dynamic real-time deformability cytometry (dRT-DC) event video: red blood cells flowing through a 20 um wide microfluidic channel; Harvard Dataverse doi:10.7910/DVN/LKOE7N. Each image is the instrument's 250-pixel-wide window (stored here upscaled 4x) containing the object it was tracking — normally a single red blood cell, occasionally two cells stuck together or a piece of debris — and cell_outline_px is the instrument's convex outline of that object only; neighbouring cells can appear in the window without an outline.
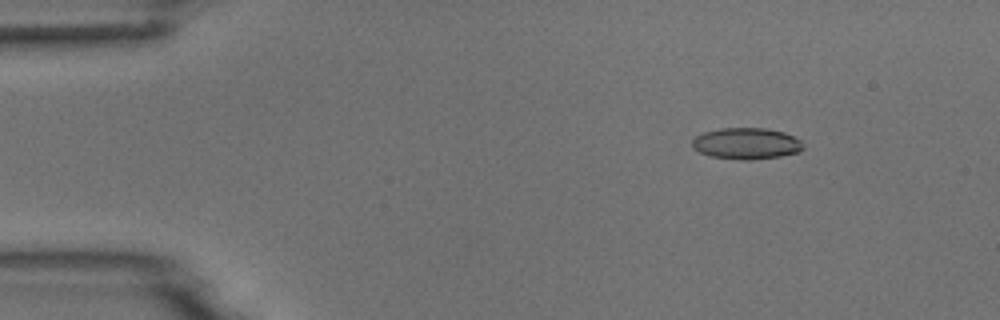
{"species": "common noctule bat (a hibernating species)", "species_latin": "Nyctalus noctula", "temperature_condition": "room temperature", "stored_images_in_passage": 4, "camera_frame_rate_fps": 3000, "um_per_image_px": 0.085, "animal": {"sex": "male", "body_mass_g": 18.8}, "frame": {"image": 1, "passage_image": 2, "time_ms": 1.0, "image_size_px": [1000, 320], "cell_outline_px": [[804, 148], [800, 152], [780, 156], [752, 160], [740, 160], [712, 156], [700, 152], [692, 148], [692, 140], [696, 136], [704, 132], [720, 128], [764, 128], [784, 132], [800, 140], [804, 144]], "centroid_in_image_um": [63.46, 12.2], "position_along_channel_um": 21.5, "area_um2": 20.35}}